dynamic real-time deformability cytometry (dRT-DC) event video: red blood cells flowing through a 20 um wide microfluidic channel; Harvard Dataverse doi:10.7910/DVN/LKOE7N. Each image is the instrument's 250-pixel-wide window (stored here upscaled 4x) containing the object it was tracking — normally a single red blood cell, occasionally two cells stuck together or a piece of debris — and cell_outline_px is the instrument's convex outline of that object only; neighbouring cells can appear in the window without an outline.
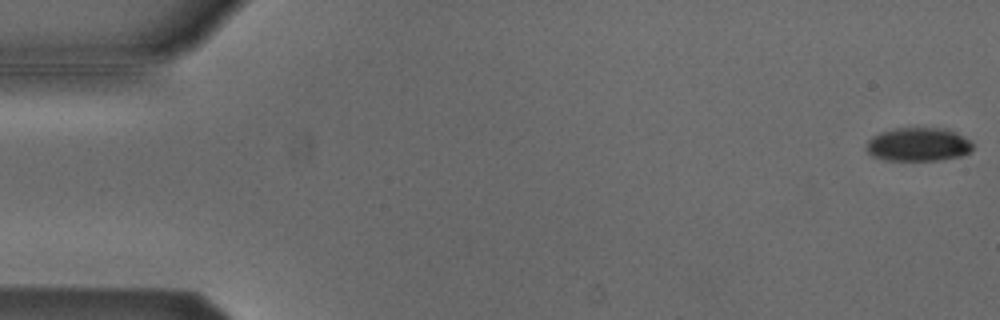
{"species": "Egyptian fruit bat (a non-hibernating species)", "species_latin": "Rousettus aegyptiacus", "temperature_condition": "cold", "stored_images_in_passage": 54, "camera_frame_rate_fps": 3000, "um_per_image_px": 0.085, "animal": {"sex": "male"}, "frame": {"image": 1, "passage_image": 1, "time_ms": 0.0, "image_size_px": [1000, 320], "cell_outline_px": [[972, 152], [960, 156], [940, 160], [884, 160], [872, 156], [864, 148], [868, 140], [872, 136], [880, 132], [896, 128], [948, 128], [972, 140]], "centroid_in_image_um": [78.06, 12.27], "position_along_channel_um": 6.9, "area_um2": 21.15}}
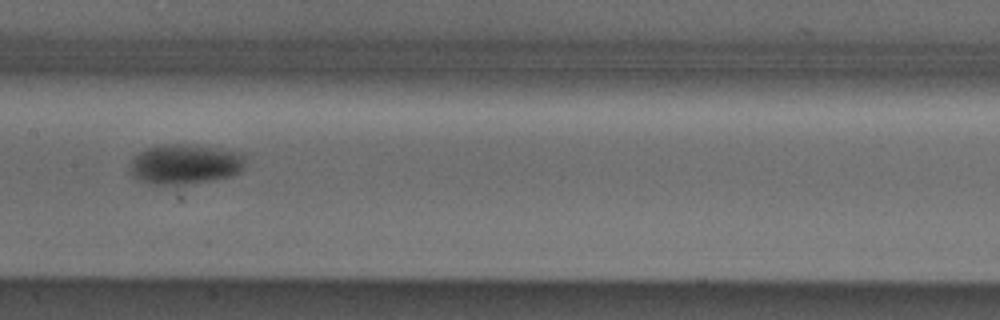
{"frame": {"image": 2, "passage_image": 27, "time_ms": 8.667, "image_size_px": [1000, 320], "cell_outline_px": [[244, 168], [240, 172], [232, 176], [212, 180], [184, 184], [148, 184], [136, 180], [128, 172], [128, 168], [132, 160], [140, 152], [148, 148], [164, 144], [184, 144], [240, 152], [244, 156]], "centroid_in_image_um": [15.68, 13.98], "position_along_channel_um": 191.7, "area_um2": 26.88}}
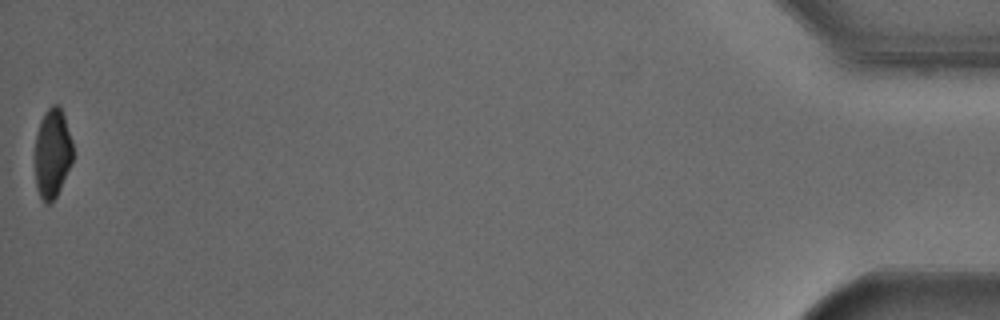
{"frame": {"image": 3, "passage_image": 54, "time_ms": 17.667, "image_size_px": [1000, 320], "cell_outline_px": [[72, 164], [52, 204], [44, 204], [36, 188], [36, 136], [40, 120], [44, 112], [52, 104], [60, 104], [72, 140]], "centroid_in_image_um": [4.46, 13.03], "position_along_channel_um": 430.7, "area_um2": 19.83}, "authors_computed_cell_mechanics": {"area_um2": 23.987, "velocity_mm_per_s": 3.8087, "shape_relaxation_time_tau1_ms": 4.0178, "shape_relaxation_time_tau2_ms": null, "deformation_change_tau1": 0.1288, "deformation_change_tau2": null}}